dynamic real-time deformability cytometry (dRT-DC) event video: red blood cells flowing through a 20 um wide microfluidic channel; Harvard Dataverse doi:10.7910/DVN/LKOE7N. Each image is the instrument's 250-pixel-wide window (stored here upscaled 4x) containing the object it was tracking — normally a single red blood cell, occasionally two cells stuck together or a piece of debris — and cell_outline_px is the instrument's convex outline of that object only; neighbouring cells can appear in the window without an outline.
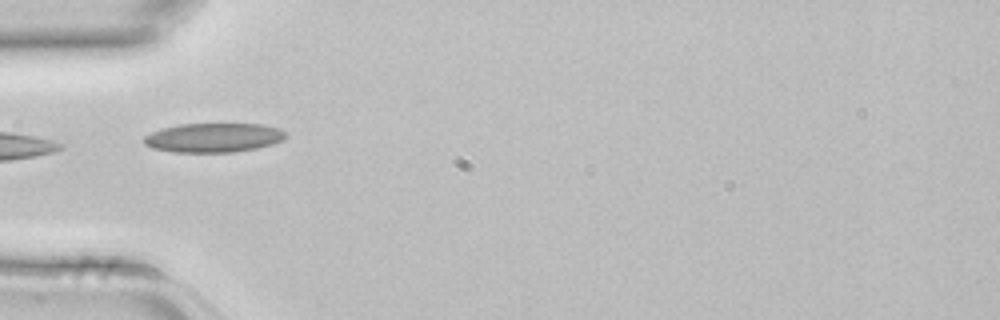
{"species": "common noctule bat (a hibernating species)", "species_latin": "Nyctalus noctula", "temperature_condition": "room temperature", "stored_images_in_passage": 4, "camera_frame_rate_fps": 3000, "um_per_image_px": 0.085, "animal": {"sex": "female", "body_mass_g": 22.7, "forearm_length_mm": 54.2}, "frame": {"image": 1, "passage_image": 4, "time_ms": 1.0, "image_size_px": [1000, 320], "cell_outline_px": [[288, 136], [284, 140], [272, 144], [256, 148], [232, 152], [172, 152], [152, 148], [144, 144], [144, 136], [160, 128], [180, 124], [264, 124], [280, 128], [288, 132]], "centroid_in_image_um": [18.19, 11.69], "position_along_channel_um": 66.8, "area_um2": 24.39}}